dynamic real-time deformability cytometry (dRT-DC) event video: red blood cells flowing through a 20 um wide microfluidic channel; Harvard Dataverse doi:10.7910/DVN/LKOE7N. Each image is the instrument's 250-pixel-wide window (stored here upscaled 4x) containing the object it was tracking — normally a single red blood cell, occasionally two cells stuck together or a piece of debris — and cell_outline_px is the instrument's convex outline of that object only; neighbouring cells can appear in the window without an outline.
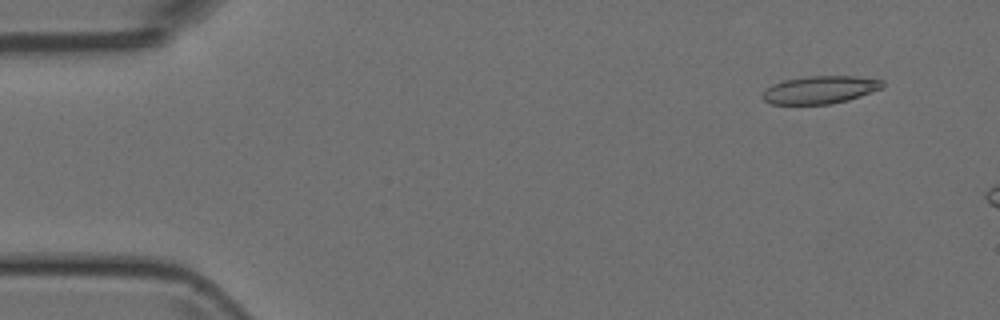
{"species": "Egyptian fruit bat (a non-hibernating species)", "species_latin": "Rousettus aegyptiacus", "temperature_condition": "room temperature", "stored_images_in_passage": 9, "camera_frame_rate_fps": 3000, "um_per_image_px": 0.085, "animal": {"sex": "female"}, "frame": {"image": 1, "passage_image": 4, "time_ms": 1.0, "image_size_px": [1000, 320], "cell_outline_px": [[884, 84], [880, 88], [860, 96], [848, 100], [832, 104], [772, 104], [764, 100], [764, 92], [772, 84], [784, 80], [808, 76], [856, 76], [884, 80]], "centroid_in_image_um": [69.72, 7.63], "position_along_channel_um": 15.3, "area_um2": 19.19}}